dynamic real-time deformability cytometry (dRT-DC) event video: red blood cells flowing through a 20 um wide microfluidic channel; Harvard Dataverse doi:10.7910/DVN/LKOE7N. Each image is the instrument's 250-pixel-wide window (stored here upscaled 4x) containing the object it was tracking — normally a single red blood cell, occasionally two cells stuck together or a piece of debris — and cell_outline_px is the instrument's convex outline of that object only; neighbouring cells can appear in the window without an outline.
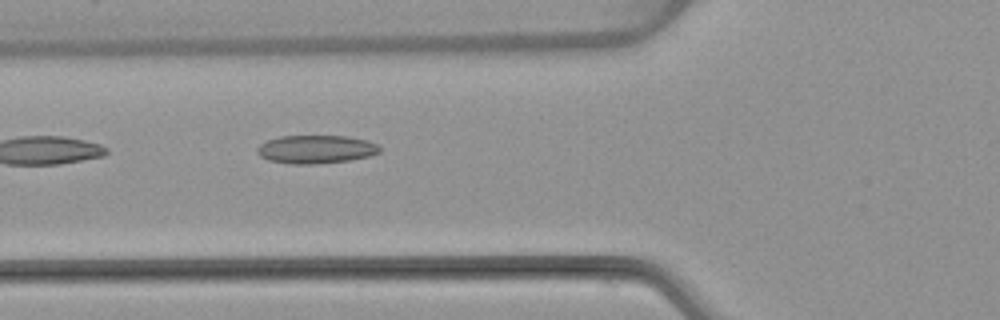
{"species": "common noctule bat (a hibernating species)", "species_latin": "Nyctalus noctula", "temperature_condition": "warm", "stored_images_in_passage": 6, "camera_frame_rate_fps": 3000, "um_per_image_px": 0.085, "animal": {"sex": "female", "body_mass_g": 22.7, "forearm_length_mm": 54.2}, "frame": {"image": 1, "passage_image": 6, "time_ms": 6.333, "image_size_px": [1000, 320], "cell_outline_px": [[380, 152], [368, 156], [348, 160], [312, 164], [292, 164], [268, 160], [260, 156], [256, 152], [256, 148], [260, 144], [268, 140], [280, 136], [348, 136], [368, 140], [376, 144], [380, 148]], "centroid_in_image_um": [26.83, 12.68], "position_along_channel_um": 99.0, "area_um2": 20.11}}